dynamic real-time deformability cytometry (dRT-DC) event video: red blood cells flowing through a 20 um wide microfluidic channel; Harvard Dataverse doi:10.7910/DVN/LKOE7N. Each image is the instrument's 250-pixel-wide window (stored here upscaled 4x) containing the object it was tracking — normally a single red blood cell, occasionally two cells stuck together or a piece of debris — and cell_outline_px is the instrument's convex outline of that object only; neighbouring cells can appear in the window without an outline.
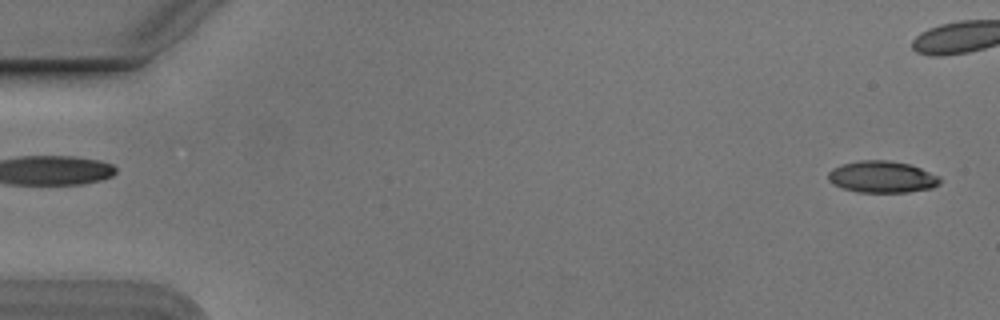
{"species": "Egyptian fruit bat (a non-hibernating species)", "species_latin": "Rousettus aegyptiacus", "temperature_condition": "cold", "stored_images_in_passage": 44, "camera_frame_rate_fps": 3000, "um_per_image_px": 0.085, "animal": {"sex": "male"}, "frame": {"image": 1, "passage_image": 2, "time_ms": 0.333, "image_size_px": [1000, 320], "cell_outline_px": [[940, 184], [932, 188], [908, 192], [860, 192], [844, 188], [832, 184], [828, 180], [828, 172], [832, 168], [840, 164], [860, 160], [888, 160], [908, 164], [920, 168], [940, 176]], "centroid_in_image_um": [74.96, 15.03], "position_along_channel_um": 10.0, "area_um2": 20.69}}
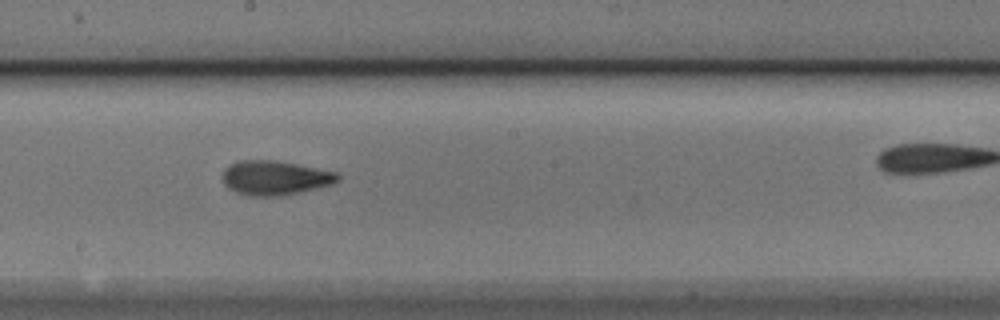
{"frame": {"image": 2, "passage_image": 30, "time_ms": 9.667, "image_size_px": [1000, 320], "cell_outline_px": [[340, 180], [332, 184], [284, 196], [248, 196], [236, 192], [228, 188], [224, 184], [224, 168], [228, 164], [236, 160], [272, 160], [296, 164], [336, 172], [340, 176]], "centroid_in_image_um": [23.35, 15.12], "position_along_channel_um": 224.9, "area_um2": 23.12}}
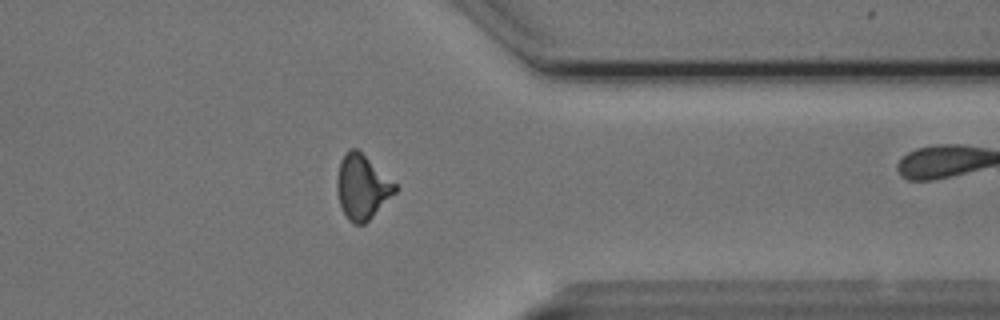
{"frame": {"image": 3, "passage_image": 43, "time_ms": 14.0, "image_size_px": [1000, 320], "cell_outline_px": [[400, 188], [364, 224], [352, 224], [348, 220], [340, 204], [336, 188], [336, 180], [340, 160], [348, 148], [356, 148], [396, 184]], "centroid_in_image_um": [30.76, 15.89], "position_along_channel_um": 380.6, "area_um2": 21.62}}